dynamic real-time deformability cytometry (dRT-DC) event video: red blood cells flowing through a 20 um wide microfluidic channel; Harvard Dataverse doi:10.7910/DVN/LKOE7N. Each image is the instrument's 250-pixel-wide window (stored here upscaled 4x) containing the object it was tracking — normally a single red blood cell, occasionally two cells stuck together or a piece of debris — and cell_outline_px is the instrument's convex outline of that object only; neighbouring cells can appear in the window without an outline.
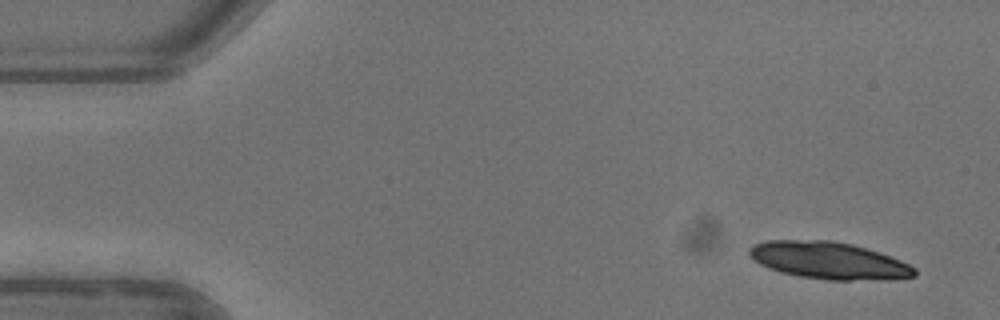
{"species": "common noctule bat (a hibernating species)", "species_latin": "Nyctalus noctula", "temperature_condition": "warm", "stored_images_in_passage": 6, "camera_frame_rate_fps": 3000, "um_per_image_px": 0.085, "animal": {"sex": "female"}, "frame": {"image": 1, "passage_image": 1, "time_ms": 0.0, "image_size_px": [1000, 320], "cell_outline_px": [[916, 276], [852, 280], [828, 280], [800, 276], [780, 272], [768, 268], [752, 260], [748, 252], [748, 248], [752, 244], [764, 240], [828, 240], [852, 244], [900, 260], [916, 268]], "centroid_in_image_um": [70.33, 22.12], "position_along_channel_um": 14.7, "area_um2": 35.32}}